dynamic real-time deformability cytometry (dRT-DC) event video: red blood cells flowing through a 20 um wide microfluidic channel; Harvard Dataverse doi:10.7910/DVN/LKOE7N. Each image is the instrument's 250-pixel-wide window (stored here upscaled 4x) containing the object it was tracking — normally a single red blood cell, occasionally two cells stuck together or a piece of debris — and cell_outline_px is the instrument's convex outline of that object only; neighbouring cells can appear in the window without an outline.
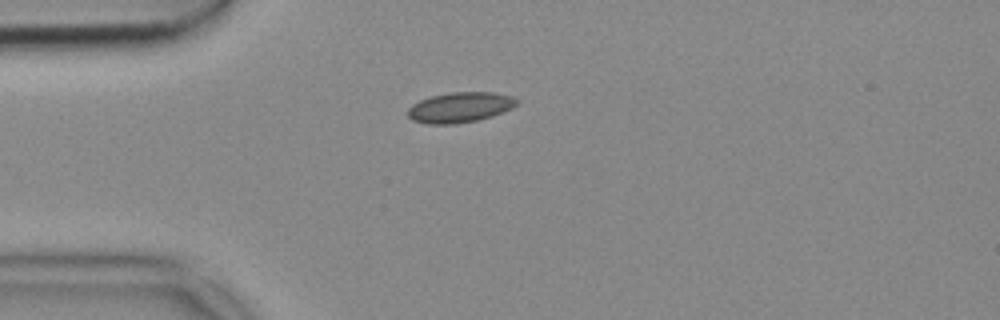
{"species": "common noctule bat (a hibernating species)", "species_latin": "Nyctalus noctula", "temperature_condition": "cold", "stored_images_in_passage": 41, "camera_frame_rate_fps": 3000, "um_per_image_px": 0.085, "animal": {"sex": "female", "body_mass_g": 18.4}, "frame": {"image": 1, "passage_image": 1, "time_ms": 0.0, "image_size_px": [1000, 320], "cell_outline_px": [[520, 100], [512, 108], [492, 116], [476, 120], [456, 124], [428, 124], [412, 120], [408, 116], [408, 108], [412, 104], [420, 100], [432, 96], [452, 92], [492, 92], [512, 96]], "centroid_in_image_um": [39.1, 9.12], "position_along_channel_um": 45.9, "area_um2": 19.19}}
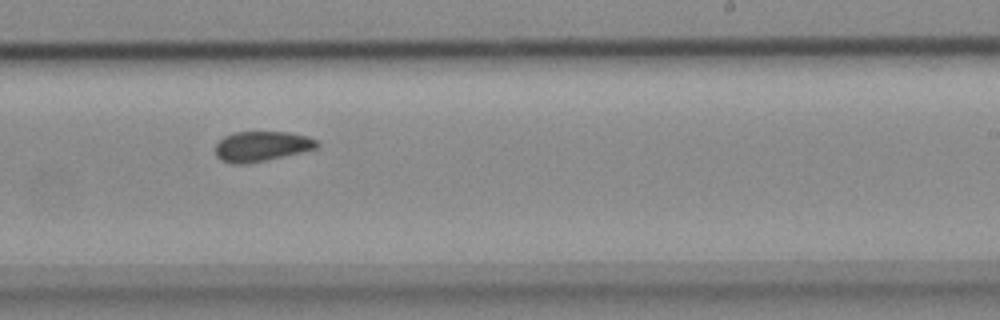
{"frame": {"image": 2, "passage_image": 20, "time_ms": 6.333, "image_size_px": [1000, 320], "cell_outline_px": [[320, 144], [316, 148], [300, 152], [264, 160], [244, 164], [232, 164], [220, 160], [216, 156], [216, 144], [224, 136], [232, 132], [288, 132], [308, 136], [320, 140]], "centroid_in_image_um": [22.24, 12.42], "position_along_channel_um": 266.8, "area_um2": 17.8}}
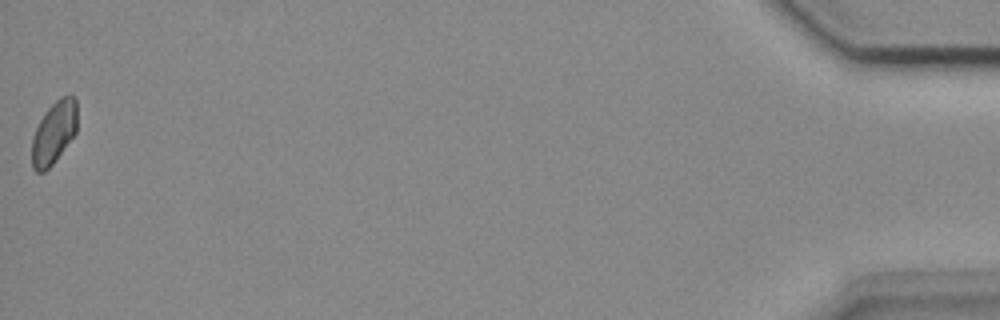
{"frame": {"image": 3, "passage_image": 41, "time_ms": 13.333, "image_size_px": [1000, 320], "cell_outline_px": [[76, 132], [52, 164], [44, 172], [36, 172], [32, 168], [32, 136], [44, 112], [60, 96], [76, 96]], "centroid_in_image_um": [4.56, 11.26], "position_along_channel_um": 430.6, "area_um2": 16.36}}